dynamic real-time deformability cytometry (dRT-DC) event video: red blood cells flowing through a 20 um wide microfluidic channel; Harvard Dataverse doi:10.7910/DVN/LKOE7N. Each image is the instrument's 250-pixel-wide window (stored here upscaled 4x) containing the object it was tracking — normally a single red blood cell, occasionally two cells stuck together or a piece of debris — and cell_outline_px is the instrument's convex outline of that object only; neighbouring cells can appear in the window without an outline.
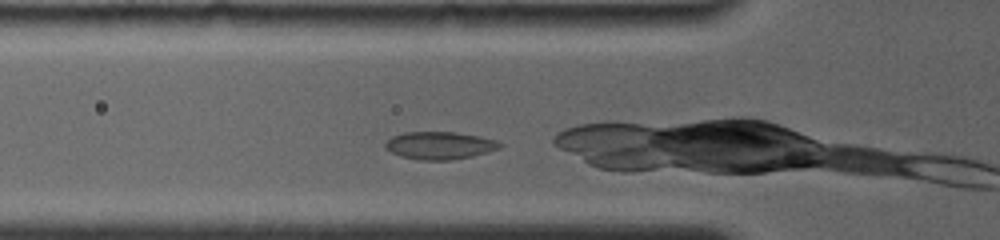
{"species": "common noctule bat (a hibernating species)", "species_latin": "Nyctalus noctula", "temperature_condition": "room temperature", "stored_images_in_passage": 6, "camera_frame_rate_fps": 4000, "um_per_image_px": 0.085, "animal": {"sex": "female", "body_mass_g": 19.0, "forearm_length_mm": 56.7}, "frame": {"image": 1, "passage_image": 3, "time_ms": 0.25, "image_size_px": [1000, 240], "cell_outline_px": [[504, 144], [500, 148], [488, 152], [472, 156], [452, 160], [420, 160], [400, 156], [384, 148], [384, 144], [392, 136], [404, 132], [456, 132], [480, 136], [496, 140]], "centroid_in_image_um": [37.38, 12.36], "position_along_channel_um": 88.4, "area_um2": 18.55}}